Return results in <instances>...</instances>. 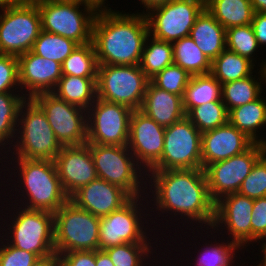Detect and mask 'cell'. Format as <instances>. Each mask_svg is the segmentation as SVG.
I'll return each instance as SVG.
<instances>
[{"label": "cell", "mask_w": 266, "mask_h": 266, "mask_svg": "<svg viewBox=\"0 0 266 266\" xmlns=\"http://www.w3.org/2000/svg\"><path fill=\"white\" fill-rule=\"evenodd\" d=\"M61 149L45 113L27 98L20 106L14 143L5 158L54 161Z\"/></svg>", "instance_id": "obj_5"}, {"label": "cell", "mask_w": 266, "mask_h": 266, "mask_svg": "<svg viewBox=\"0 0 266 266\" xmlns=\"http://www.w3.org/2000/svg\"><path fill=\"white\" fill-rule=\"evenodd\" d=\"M41 17V30L71 39L78 45L92 42L98 10L90 1L33 0ZM83 8H82V7Z\"/></svg>", "instance_id": "obj_7"}, {"label": "cell", "mask_w": 266, "mask_h": 266, "mask_svg": "<svg viewBox=\"0 0 266 266\" xmlns=\"http://www.w3.org/2000/svg\"><path fill=\"white\" fill-rule=\"evenodd\" d=\"M149 82L140 65H98L97 98L137 110Z\"/></svg>", "instance_id": "obj_11"}, {"label": "cell", "mask_w": 266, "mask_h": 266, "mask_svg": "<svg viewBox=\"0 0 266 266\" xmlns=\"http://www.w3.org/2000/svg\"><path fill=\"white\" fill-rule=\"evenodd\" d=\"M207 230L208 231H206V229H201V231H200L199 229H196V230L192 229V232H191V233H193L192 237L193 238L194 237H196V238L200 237V241H202L201 239H203L202 242L205 241L204 242L205 246H204V244H202V248L197 249V247H196L197 245L194 242L195 251L194 252L189 251L188 254L189 253L190 254L191 253L192 254L198 253L194 259L192 258L190 260L191 262H192V260H194L196 263L193 261V263L189 262L188 264H190V266H191V264H193V266H242L237 262L238 260H236V259H238V258H236V257H238V256H236V255H238L239 252H241L243 249L238 244H236L235 242H231L228 239L226 240L227 241L226 242L225 238L222 239L223 238L222 236L221 237L219 236L218 237L219 240H216L217 234H214L213 235L214 237L211 236V238H210L209 237L210 235L208 233L209 229H207ZM196 231L198 232L197 233L198 235L196 234L194 236ZM203 231L204 232L206 231V232L203 233ZM199 233L201 234V236H199L200 235ZM204 234H207V235H204ZM202 236H203V238H201ZM205 236H207V237H205ZM204 237H205V239H204ZM206 238L207 239L210 238L211 240H207ZM220 238H221V242H220ZM212 239H213V241H212ZM235 261L237 262L236 265H234ZM237 264H239V265H237Z\"/></svg>", "instance_id": "obj_24"}, {"label": "cell", "mask_w": 266, "mask_h": 266, "mask_svg": "<svg viewBox=\"0 0 266 266\" xmlns=\"http://www.w3.org/2000/svg\"><path fill=\"white\" fill-rule=\"evenodd\" d=\"M8 149L5 148L1 143H0V163H2V161L5 159L6 155H7ZM4 153V154H3ZM6 154V155H5ZM2 156V158H1Z\"/></svg>", "instance_id": "obj_54"}, {"label": "cell", "mask_w": 266, "mask_h": 266, "mask_svg": "<svg viewBox=\"0 0 266 266\" xmlns=\"http://www.w3.org/2000/svg\"><path fill=\"white\" fill-rule=\"evenodd\" d=\"M0 167H2V169L0 168V180H5L6 177L9 178H7L6 181H1L0 186L2 187L3 185L6 187L7 184L4 183L15 182L14 184L8 183L9 186L13 185L11 187L12 189L9 187L11 190H9V198L11 199L12 196H15L16 199L14 203L17 205L19 204L18 206L55 213L69 200V196L65 193L61 185L57 168L53 160L5 158L0 164ZM2 171L5 176L7 174L6 177L3 176L4 179H1ZM5 171H7L10 176ZM12 177H15V179H12ZM17 187L20 189H17ZM12 190L16 191L15 195L13 193L11 194V192H13ZM16 194L19 195L16 196Z\"/></svg>", "instance_id": "obj_3"}, {"label": "cell", "mask_w": 266, "mask_h": 266, "mask_svg": "<svg viewBox=\"0 0 266 266\" xmlns=\"http://www.w3.org/2000/svg\"><path fill=\"white\" fill-rule=\"evenodd\" d=\"M77 46L78 44L71 39L41 30L31 51L40 57L62 64Z\"/></svg>", "instance_id": "obj_37"}, {"label": "cell", "mask_w": 266, "mask_h": 266, "mask_svg": "<svg viewBox=\"0 0 266 266\" xmlns=\"http://www.w3.org/2000/svg\"><path fill=\"white\" fill-rule=\"evenodd\" d=\"M182 100L187 114L196 106L222 100V84L211 73L191 75Z\"/></svg>", "instance_id": "obj_30"}, {"label": "cell", "mask_w": 266, "mask_h": 266, "mask_svg": "<svg viewBox=\"0 0 266 266\" xmlns=\"http://www.w3.org/2000/svg\"><path fill=\"white\" fill-rule=\"evenodd\" d=\"M154 244L124 243L104 249V251L108 254L114 266H160L161 260L158 258V255H153L154 253L157 254L156 250L158 247V245ZM151 261L156 264H153Z\"/></svg>", "instance_id": "obj_32"}, {"label": "cell", "mask_w": 266, "mask_h": 266, "mask_svg": "<svg viewBox=\"0 0 266 266\" xmlns=\"http://www.w3.org/2000/svg\"><path fill=\"white\" fill-rule=\"evenodd\" d=\"M54 162L61 185L69 197L80 187L97 178L94 160L87 143L62 147Z\"/></svg>", "instance_id": "obj_19"}, {"label": "cell", "mask_w": 266, "mask_h": 266, "mask_svg": "<svg viewBox=\"0 0 266 266\" xmlns=\"http://www.w3.org/2000/svg\"><path fill=\"white\" fill-rule=\"evenodd\" d=\"M228 122L254 143L266 145L265 135H260L261 128L266 126V96L261 95L250 103L231 109Z\"/></svg>", "instance_id": "obj_27"}, {"label": "cell", "mask_w": 266, "mask_h": 266, "mask_svg": "<svg viewBox=\"0 0 266 266\" xmlns=\"http://www.w3.org/2000/svg\"><path fill=\"white\" fill-rule=\"evenodd\" d=\"M149 27L145 14L100 8L96 14L92 43L98 65H140Z\"/></svg>", "instance_id": "obj_2"}, {"label": "cell", "mask_w": 266, "mask_h": 266, "mask_svg": "<svg viewBox=\"0 0 266 266\" xmlns=\"http://www.w3.org/2000/svg\"><path fill=\"white\" fill-rule=\"evenodd\" d=\"M22 93L19 85L18 57L0 54V93Z\"/></svg>", "instance_id": "obj_42"}, {"label": "cell", "mask_w": 266, "mask_h": 266, "mask_svg": "<svg viewBox=\"0 0 266 266\" xmlns=\"http://www.w3.org/2000/svg\"><path fill=\"white\" fill-rule=\"evenodd\" d=\"M1 191L0 201L3 206L0 205V207L5 210H0V221L3 220L2 224L0 222V236L3 240H6L9 245L17 249L34 253L39 258L54 253V213L45 210L27 209L22 206L18 207L17 204H13L14 197L11 202L9 198L5 197L3 201L1 195L5 190ZM5 202L6 204H4ZM6 211L9 212L6 213ZM2 216H4V219Z\"/></svg>", "instance_id": "obj_4"}, {"label": "cell", "mask_w": 266, "mask_h": 266, "mask_svg": "<svg viewBox=\"0 0 266 266\" xmlns=\"http://www.w3.org/2000/svg\"><path fill=\"white\" fill-rule=\"evenodd\" d=\"M146 186H149L146 187L149 211L153 212L149 213L150 217L157 213L150 218L151 224H157L161 228L160 224L153 221V217L156 221H162L157 217L160 218L163 214V218L171 215L168 217L170 220L164 218L167 221L165 231L168 227H174L172 225L174 222L177 223L174 224L176 226L183 222V228L190 222L185 228L190 231L192 228L200 230L212 228L215 219V202L210 197L204 169L150 170L147 172ZM169 221H172L169 223L171 226L168 224Z\"/></svg>", "instance_id": "obj_1"}, {"label": "cell", "mask_w": 266, "mask_h": 266, "mask_svg": "<svg viewBox=\"0 0 266 266\" xmlns=\"http://www.w3.org/2000/svg\"><path fill=\"white\" fill-rule=\"evenodd\" d=\"M226 49L250 59L257 65L259 53L256 52L261 48L251 24L226 29Z\"/></svg>", "instance_id": "obj_39"}, {"label": "cell", "mask_w": 266, "mask_h": 266, "mask_svg": "<svg viewBox=\"0 0 266 266\" xmlns=\"http://www.w3.org/2000/svg\"><path fill=\"white\" fill-rule=\"evenodd\" d=\"M205 8L225 29L251 24V0H205Z\"/></svg>", "instance_id": "obj_29"}, {"label": "cell", "mask_w": 266, "mask_h": 266, "mask_svg": "<svg viewBox=\"0 0 266 266\" xmlns=\"http://www.w3.org/2000/svg\"><path fill=\"white\" fill-rule=\"evenodd\" d=\"M258 68L250 59L225 49L211 62L210 73L221 84L236 81L252 75Z\"/></svg>", "instance_id": "obj_31"}, {"label": "cell", "mask_w": 266, "mask_h": 266, "mask_svg": "<svg viewBox=\"0 0 266 266\" xmlns=\"http://www.w3.org/2000/svg\"><path fill=\"white\" fill-rule=\"evenodd\" d=\"M173 63L172 43L148 35L144 43L140 62L141 70L145 75L151 80L160 71Z\"/></svg>", "instance_id": "obj_34"}, {"label": "cell", "mask_w": 266, "mask_h": 266, "mask_svg": "<svg viewBox=\"0 0 266 266\" xmlns=\"http://www.w3.org/2000/svg\"><path fill=\"white\" fill-rule=\"evenodd\" d=\"M26 99L22 93H0V143L7 149L14 143L19 109Z\"/></svg>", "instance_id": "obj_35"}, {"label": "cell", "mask_w": 266, "mask_h": 266, "mask_svg": "<svg viewBox=\"0 0 266 266\" xmlns=\"http://www.w3.org/2000/svg\"><path fill=\"white\" fill-rule=\"evenodd\" d=\"M132 197L121 187L96 178L74 192L69 200L97 217L120 209Z\"/></svg>", "instance_id": "obj_21"}, {"label": "cell", "mask_w": 266, "mask_h": 266, "mask_svg": "<svg viewBox=\"0 0 266 266\" xmlns=\"http://www.w3.org/2000/svg\"><path fill=\"white\" fill-rule=\"evenodd\" d=\"M40 32L41 17L33 0L0 10V54L18 57L31 51Z\"/></svg>", "instance_id": "obj_10"}, {"label": "cell", "mask_w": 266, "mask_h": 266, "mask_svg": "<svg viewBox=\"0 0 266 266\" xmlns=\"http://www.w3.org/2000/svg\"><path fill=\"white\" fill-rule=\"evenodd\" d=\"M255 243H259L258 244L259 246L261 245L258 251H261L262 252L261 256H263L262 259H259L260 263L257 264L256 266H266V236L258 239Z\"/></svg>", "instance_id": "obj_50"}, {"label": "cell", "mask_w": 266, "mask_h": 266, "mask_svg": "<svg viewBox=\"0 0 266 266\" xmlns=\"http://www.w3.org/2000/svg\"><path fill=\"white\" fill-rule=\"evenodd\" d=\"M238 193L252 199L266 197V153L255 163Z\"/></svg>", "instance_id": "obj_41"}, {"label": "cell", "mask_w": 266, "mask_h": 266, "mask_svg": "<svg viewBox=\"0 0 266 266\" xmlns=\"http://www.w3.org/2000/svg\"><path fill=\"white\" fill-rule=\"evenodd\" d=\"M132 112L127 106L97 98L87 110V143L127 145Z\"/></svg>", "instance_id": "obj_14"}, {"label": "cell", "mask_w": 266, "mask_h": 266, "mask_svg": "<svg viewBox=\"0 0 266 266\" xmlns=\"http://www.w3.org/2000/svg\"><path fill=\"white\" fill-rule=\"evenodd\" d=\"M254 142L229 122L202 133V169L212 163L244 153Z\"/></svg>", "instance_id": "obj_22"}, {"label": "cell", "mask_w": 266, "mask_h": 266, "mask_svg": "<svg viewBox=\"0 0 266 266\" xmlns=\"http://www.w3.org/2000/svg\"><path fill=\"white\" fill-rule=\"evenodd\" d=\"M19 85L26 98L51 93L62 77V64L28 51L18 56Z\"/></svg>", "instance_id": "obj_20"}, {"label": "cell", "mask_w": 266, "mask_h": 266, "mask_svg": "<svg viewBox=\"0 0 266 266\" xmlns=\"http://www.w3.org/2000/svg\"><path fill=\"white\" fill-rule=\"evenodd\" d=\"M147 212L150 213L149 204L146 195H144L132 197L120 209L111 212L109 215L100 217L99 250H104L124 243L157 244V241L159 240L156 238L157 236H155L157 235L155 234L157 225H154L151 228L149 227L151 225L149 223L150 214ZM144 224L147 225L145 226ZM153 230L154 235L150 233L153 232ZM152 239H156V242H153Z\"/></svg>", "instance_id": "obj_6"}, {"label": "cell", "mask_w": 266, "mask_h": 266, "mask_svg": "<svg viewBox=\"0 0 266 266\" xmlns=\"http://www.w3.org/2000/svg\"><path fill=\"white\" fill-rule=\"evenodd\" d=\"M266 153V145L254 143L244 153L207 165L204 172L211 199L216 202L238 192L255 163Z\"/></svg>", "instance_id": "obj_16"}, {"label": "cell", "mask_w": 266, "mask_h": 266, "mask_svg": "<svg viewBox=\"0 0 266 266\" xmlns=\"http://www.w3.org/2000/svg\"><path fill=\"white\" fill-rule=\"evenodd\" d=\"M253 205L254 199L238 192L221 197L215 202V219L212 228L209 229L210 235L221 231L217 234L218 236L222 235L224 238L223 233H225L229 235L226 239L235 242L243 250H246V247L252 245L251 219Z\"/></svg>", "instance_id": "obj_17"}, {"label": "cell", "mask_w": 266, "mask_h": 266, "mask_svg": "<svg viewBox=\"0 0 266 266\" xmlns=\"http://www.w3.org/2000/svg\"><path fill=\"white\" fill-rule=\"evenodd\" d=\"M204 8L205 0H170L154 7L145 13L149 35L169 43L188 37Z\"/></svg>", "instance_id": "obj_13"}, {"label": "cell", "mask_w": 266, "mask_h": 266, "mask_svg": "<svg viewBox=\"0 0 266 266\" xmlns=\"http://www.w3.org/2000/svg\"><path fill=\"white\" fill-rule=\"evenodd\" d=\"M100 217L68 200L54 213L55 252L99 250Z\"/></svg>", "instance_id": "obj_9"}, {"label": "cell", "mask_w": 266, "mask_h": 266, "mask_svg": "<svg viewBox=\"0 0 266 266\" xmlns=\"http://www.w3.org/2000/svg\"><path fill=\"white\" fill-rule=\"evenodd\" d=\"M32 266H61V259L57 252L39 258Z\"/></svg>", "instance_id": "obj_47"}, {"label": "cell", "mask_w": 266, "mask_h": 266, "mask_svg": "<svg viewBox=\"0 0 266 266\" xmlns=\"http://www.w3.org/2000/svg\"><path fill=\"white\" fill-rule=\"evenodd\" d=\"M254 12L266 13V0H251Z\"/></svg>", "instance_id": "obj_51"}, {"label": "cell", "mask_w": 266, "mask_h": 266, "mask_svg": "<svg viewBox=\"0 0 266 266\" xmlns=\"http://www.w3.org/2000/svg\"><path fill=\"white\" fill-rule=\"evenodd\" d=\"M164 134L165 127L157 124L141 110H133L127 146L146 172H149L161 159Z\"/></svg>", "instance_id": "obj_18"}, {"label": "cell", "mask_w": 266, "mask_h": 266, "mask_svg": "<svg viewBox=\"0 0 266 266\" xmlns=\"http://www.w3.org/2000/svg\"><path fill=\"white\" fill-rule=\"evenodd\" d=\"M139 110L163 127L171 126L186 116L182 96L162 90L151 81Z\"/></svg>", "instance_id": "obj_23"}, {"label": "cell", "mask_w": 266, "mask_h": 266, "mask_svg": "<svg viewBox=\"0 0 266 266\" xmlns=\"http://www.w3.org/2000/svg\"><path fill=\"white\" fill-rule=\"evenodd\" d=\"M140 1V5H142L143 10H141L142 14L147 13L150 9L162 5L170 0H138ZM146 9V10H145Z\"/></svg>", "instance_id": "obj_49"}, {"label": "cell", "mask_w": 266, "mask_h": 266, "mask_svg": "<svg viewBox=\"0 0 266 266\" xmlns=\"http://www.w3.org/2000/svg\"><path fill=\"white\" fill-rule=\"evenodd\" d=\"M173 61L190 75L208 74L211 60L207 58L192 38L184 37L172 43Z\"/></svg>", "instance_id": "obj_33"}, {"label": "cell", "mask_w": 266, "mask_h": 266, "mask_svg": "<svg viewBox=\"0 0 266 266\" xmlns=\"http://www.w3.org/2000/svg\"><path fill=\"white\" fill-rule=\"evenodd\" d=\"M189 37L211 61L226 49V29L206 8L197 16Z\"/></svg>", "instance_id": "obj_25"}, {"label": "cell", "mask_w": 266, "mask_h": 266, "mask_svg": "<svg viewBox=\"0 0 266 266\" xmlns=\"http://www.w3.org/2000/svg\"><path fill=\"white\" fill-rule=\"evenodd\" d=\"M87 144L94 160L97 178L121 187L131 197L146 195L147 172L135 160L127 145Z\"/></svg>", "instance_id": "obj_8"}, {"label": "cell", "mask_w": 266, "mask_h": 266, "mask_svg": "<svg viewBox=\"0 0 266 266\" xmlns=\"http://www.w3.org/2000/svg\"><path fill=\"white\" fill-rule=\"evenodd\" d=\"M39 257L9 245L0 236V266H32Z\"/></svg>", "instance_id": "obj_43"}, {"label": "cell", "mask_w": 266, "mask_h": 266, "mask_svg": "<svg viewBox=\"0 0 266 266\" xmlns=\"http://www.w3.org/2000/svg\"><path fill=\"white\" fill-rule=\"evenodd\" d=\"M31 99L45 113L62 147L87 143L86 110L57 98L53 93H40Z\"/></svg>", "instance_id": "obj_15"}, {"label": "cell", "mask_w": 266, "mask_h": 266, "mask_svg": "<svg viewBox=\"0 0 266 266\" xmlns=\"http://www.w3.org/2000/svg\"><path fill=\"white\" fill-rule=\"evenodd\" d=\"M190 78L191 75L186 70L173 63L160 71L150 81L162 90L183 97Z\"/></svg>", "instance_id": "obj_40"}, {"label": "cell", "mask_w": 266, "mask_h": 266, "mask_svg": "<svg viewBox=\"0 0 266 266\" xmlns=\"http://www.w3.org/2000/svg\"><path fill=\"white\" fill-rule=\"evenodd\" d=\"M51 93L87 111L97 99V78L62 75Z\"/></svg>", "instance_id": "obj_28"}, {"label": "cell", "mask_w": 266, "mask_h": 266, "mask_svg": "<svg viewBox=\"0 0 266 266\" xmlns=\"http://www.w3.org/2000/svg\"><path fill=\"white\" fill-rule=\"evenodd\" d=\"M257 63L260 70L257 68L256 74L254 73V75L252 74L246 78L222 84V101L228 112L235 107L250 103L258 99L262 94H265L266 90H264L265 87L262 85L266 86V59H261L260 65L259 62Z\"/></svg>", "instance_id": "obj_26"}, {"label": "cell", "mask_w": 266, "mask_h": 266, "mask_svg": "<svg viewBox=\"0 0 266 266\" xmlns=\"http://www.w3.org/2000/svg\"><path fill=\"white\" fill-rule=\"evenodd\" d=\"M266 236V197L254 199L251 219V242Z\"/></svg>", "instance_id": "obj_44"}, {"label": "cell", "mask_w": 266, "mask_h": 266, "mask_svg": "<svg viewBox=\"0 0 266 266\" xmlns=\"http://www.w3.org/2000/svg\"><path fill=\"white\" fill-rule=\"evenodd\" d=\"M59 256L61 266H96V251H69Z\"/></svg>", "instance_id": "obj_45"}, {"label": "cell", "mask_w": 266, "mask_h": 266, "mask_svg": "<svg viewBox=\"0 0 266 266\" xmlns=\"http://www.w3.org/2000/svg\"><path fill=\"white\" fill-rule=\"evenodd\" d=\"M228 115L225 104L218 100L192 108L186 117L203 133L228 123Z\"/></svg>", "instance_id": "obj_38"}, {"label": "cell", "mask_w": 266, "mask_h": 266, "mask_svg": "<svg viewBox=\"0 0 266 266\" xmlns=\"http://www.w3.org/2000/svg\"><path fill=\"white\" fill-rule=\"evenodd\" d=\"M52 1H86V0H52Z\"/></svg>", "instance_id": "obj_55"}, {"label": "cell", "mask_w": 266, "mask_h": 266, "mask_svg": "<svg viewBox=\"0 0 266 266\" xmlns=\"http://www.w3.org/2000/svg\"><path fill=\"white\" fill-rule=\"evenodd\" d=\"M21 0H0V10H4L8 7L14 6Z\"/></svg>", "instance_id": "obj_52"}, {"label": "cell", "mask_w": 266, "mask_h": 266, "mask_svg": "<svg viewBox=\"0 0 266 266\" xmlns=\"http://www.w3.org/2000/svg\"><path fill=\"white\" fill-rule=\"evenodd\" d=\"M86 1H90L92 3H94L95 5H97L99 8H106L108 6H110V4L106 5V1L108 3V0H86Z\"/></svg>", "instance_id": "obj_53"}, {"label": "cell", "mask_w": 266, "mask_h": 266, "mask_svg": "<svg viewBox=\"0 0 266 266\" xmlns=\"http://www.w3.org/2000/svg\"><path fill=\"white\" fill-rule=\"evenodd\" d=\"M259 46L266 47V13L255 12L251 22Z\"/></svg>", "instance_id": "obj_46"}, {"label": "cell", "mask_w": 266, "mask_h": 266, "mask_svg": "<svg viewBox=\"0 0 266 266\" xmlns=\"http://www.w3.org/2000/svg\"><path fill=\"white\" fill-rule=\"evenodd\" d=\"M98 62L92 42L78 45L62 63V75L97 78Z\"/></svg>", "instance_id": "obj_36"}, {"label": "cell", "mask_w": 266, "mask_h": 266, "mask_svg": "<svg viewBox=\"0 0 266 266\" xmlns=\"http://www.w3.org/2000/svg\"><path fill=\"white\" fill-rule=\"evenodd\" d=\"M201 137L186 116L165 127L162 156L151 170L202 169Z\"/></svg>", "instance_id": "obj_12"}, {"label": "cell", "mask_w": 266, "mask_h": 266, "mask_svg": "<svg viewBox=\"0 0 266 266\" xmlns=\"http://www.w3.org/2000/svg\"><path fill=\"white\" fill-rule=\"evenodd\" d=\"M96 266H114V264L104 250H96Z\"/></svg>", "instance_id": "obj_48"}]
</instances>
